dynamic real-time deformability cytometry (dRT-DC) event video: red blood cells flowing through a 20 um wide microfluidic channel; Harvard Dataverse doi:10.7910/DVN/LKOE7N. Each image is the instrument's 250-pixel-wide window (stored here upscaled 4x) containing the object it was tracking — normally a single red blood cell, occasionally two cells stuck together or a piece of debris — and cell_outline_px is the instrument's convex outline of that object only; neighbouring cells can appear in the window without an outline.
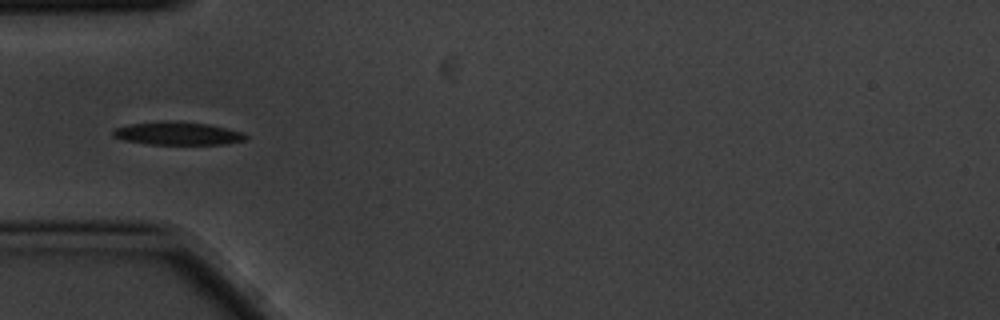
{"species": "common noctule bat (a hibernating species)", "species_latin": "Nyctalus noctula", "temperature_condition": "cold", "stored_images_in_passage": 6, "camera_frame_rate_fps": 3000, "um_per_image_px": 0.085, "animal": {"sex": "male", "body_mass_g": 20.1, "forearm_length_mm": 53.5}, "frame": {"image": 1, "passage_image": 5, "time_ms": 1.333, "image_size_px": [1000, 320], "cell_outline_px": [[248, 140], [228, 144], [148, 144], [124, 140], [112, 136], [112, 128], [128, 124], [164, 120], [208, 124], [244, 132], [248, 136]], "centroid_in_image_um": [15.1, 11.34], "position_along_channel_um": 69.9, "area_um2": 18.09}}